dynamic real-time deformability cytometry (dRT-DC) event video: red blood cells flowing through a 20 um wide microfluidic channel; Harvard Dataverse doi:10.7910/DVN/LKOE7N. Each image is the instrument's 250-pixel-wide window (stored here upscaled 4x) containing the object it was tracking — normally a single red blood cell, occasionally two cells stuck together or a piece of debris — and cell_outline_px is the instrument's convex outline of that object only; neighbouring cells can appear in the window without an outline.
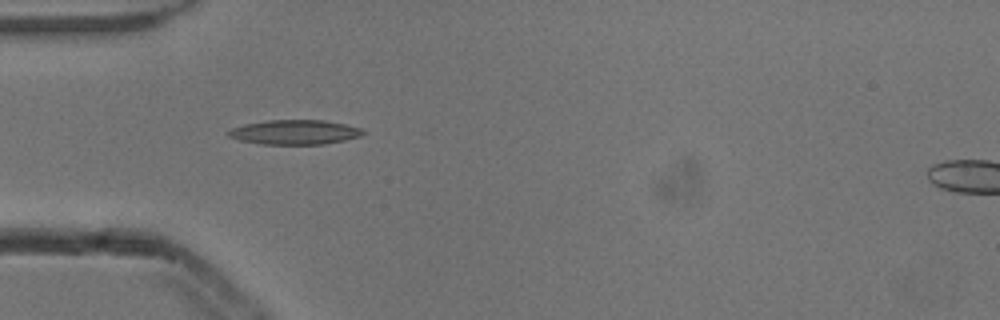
{"species": "common noctule bat (a hibernating species)", "species_latin": "Nyctalus noctula", "temperature_condition": "cold", "stored_images_in_passage": 5, "camera_frame_rate_fps": 3000, "um_per_image_px": 0.085, "animal": {"sex": "male", "body_mass_g": 13.3}, "frame": {"image": 1, "passage_image": 4, "time_ms": 1.0, "image_size_px": [1000, 320], "cell_outline_px": [[364, 132], [360, 136], [344, 140], [324, 144], [260, 144], [240, 140], [228, 136], [228, 132], [232, 128], [244, 124], [268, 120], [324, 120], [344, 124], [360, 128]], "centroid_in_image_um": [25.03, 11.23], "position_along_channel_um": 60.0, "area_um2": 19.07}}
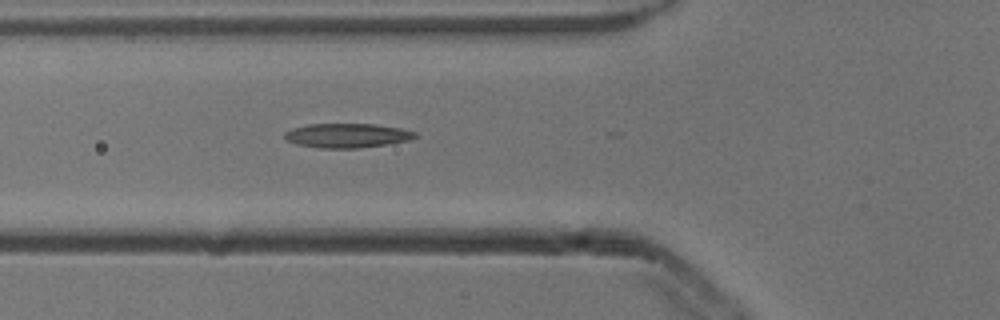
{"frame": {"image": 2, "passage_image": 5, "time_ms": 1.333, "image_size_px": [1000, 320], "cell_outline_px": [[416, 136], [408, 140], [388, 144], [360, 148], [320, 148], [296, 144], [288, 140], [284, 136], [284, 132], [292, 128], [308, 124], [372, 124], [400, 128], [416, 132]], "centroid_in_image_um": [29.48, 11.52], "position_along_channel_um": 96.3, "area_um2": 18.38}}